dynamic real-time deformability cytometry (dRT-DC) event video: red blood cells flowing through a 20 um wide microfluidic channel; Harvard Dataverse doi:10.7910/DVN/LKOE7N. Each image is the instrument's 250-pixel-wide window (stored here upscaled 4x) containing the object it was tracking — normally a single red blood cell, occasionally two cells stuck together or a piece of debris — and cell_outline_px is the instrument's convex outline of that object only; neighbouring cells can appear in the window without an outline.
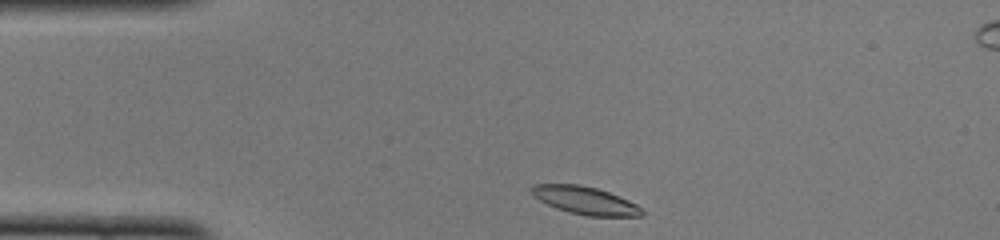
{"species": "common noctule bat (a hibernating species)", "species_latin": "Nyctalus noctula", "temperature_condition": "cold", "stored_images_in_passage": 42, "camera_frame_rate_fps": 3000, "um_per_image_px": 0.085, "animal": {"sex": "female", "body_mass_g": 22.0, "forearm_length_mm": 56.7}, "frame": {"image": 1, "passage_image": 1, "time_ms": 0.0, "image_size_px": [1000, 240], "cell_outline_px": [[644, 212], [640, 216], [584, 216], [568, 212], [556, 208], [540, 200], [532, 192], [532, 184], [576, 184], [596, 188], [608, 192], [628, 200], [636, 204]], "centroid_in_image_um": [49.74, 17.04], "position_along_channel_um": 35.3, "area_um2": 17.57}}
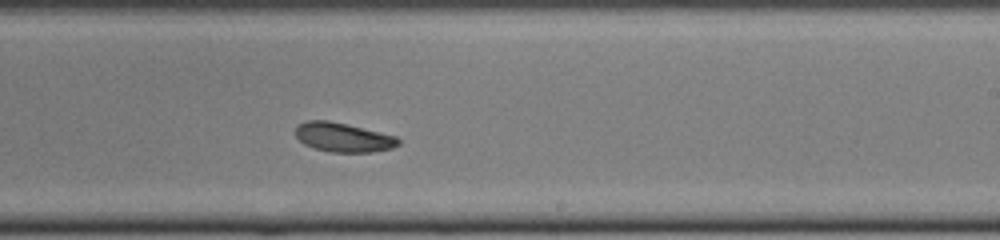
{"frame": {"image": 2, "passage_image": 21, "time_ms": 6.667, "image_size_px": [1000, 240], "cell_outline_px": [[400, 144], [392, 148], [372, 152], [328, 152], [312, 148], [304, 144], [296, 136], [296, 124], [308, 120], [328, 120], [396, 136], [400, 140]], "centroid_in_image_um": [29.14, 11.68], "position_along_channel_um": 259.9, "area_um2": 17.51}}
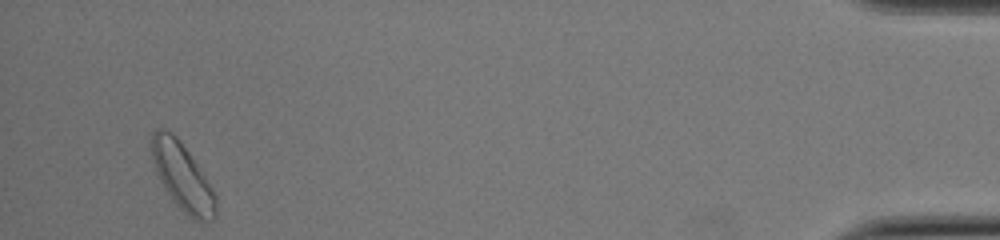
{"frame": {"image": 3, "passage_image": 39, "time_ms": 12.667, "image_size_px": [1000, 240], "cell_outline_px": [[216, 216], [212, 220], [200, 224], [192, 220], [172, 200], [164, 188], [160, 180], [152, 160], [152, 132], [156, 128], [164, 128], [172, 132], [176, 136], [188, 152], [212, 188], [216, 196]], "centroid_in_image_um": [15.51, 15.07], "position_along_channel_um": 419.7, "area_um2": 25.03}, "authors_computed_cell_mechanics": {"area_um2": 18.3804, "velocity_mm_per_s": 3.9169, "shape_relaxation_time_tau1_ms": 3.6942, "shape_relaxation_time_tau2_ms": 4.8229, "deformation_change_tau1": 0.0978, "deformation_change_tau2": 0.0881}}